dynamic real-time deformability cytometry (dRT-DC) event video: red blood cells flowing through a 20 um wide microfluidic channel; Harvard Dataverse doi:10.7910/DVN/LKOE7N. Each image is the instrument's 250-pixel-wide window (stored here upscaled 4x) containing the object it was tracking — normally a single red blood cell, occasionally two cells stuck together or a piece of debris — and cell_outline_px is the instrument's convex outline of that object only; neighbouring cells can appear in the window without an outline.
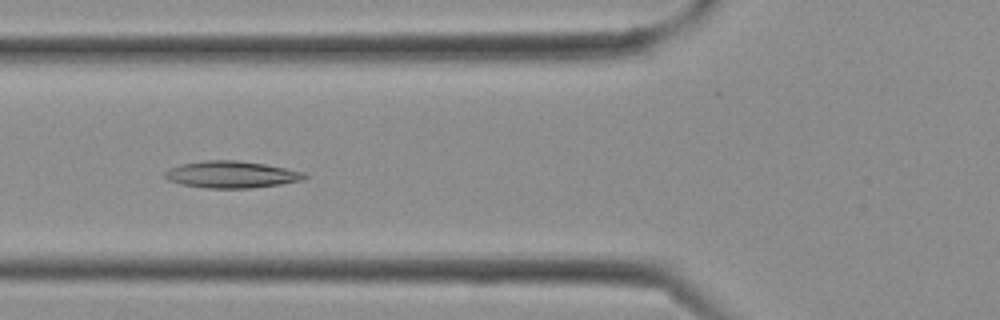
{"species": "Egyptian fruit bat (a non-hibernating species)", "species_latin": "Rousettus aegyptiacus", "temperature_condition": "cold", "stored_images_in_passage": 25, "camera_frame_rate_fps": 3000, "um_per_image_px": 0.085, "frame": {"image": 1, "passage_image": 7, "time_ms": 2.0, "image_size_px": [1000, 320], "cell_outline_px": [[308, 176], [304, 180], [280, 184], [248, 188], [204, 188], [180, 184], [168, 180], [164, 176], [164, 172], [168, 168], [180, 164], [204, 160], [236, 160], [264, 164], [304, 172]], "centroid_in_image_um": [19.63, 14.83], "position_along_channel_um": 106.2, "area_um2": 21.91}}
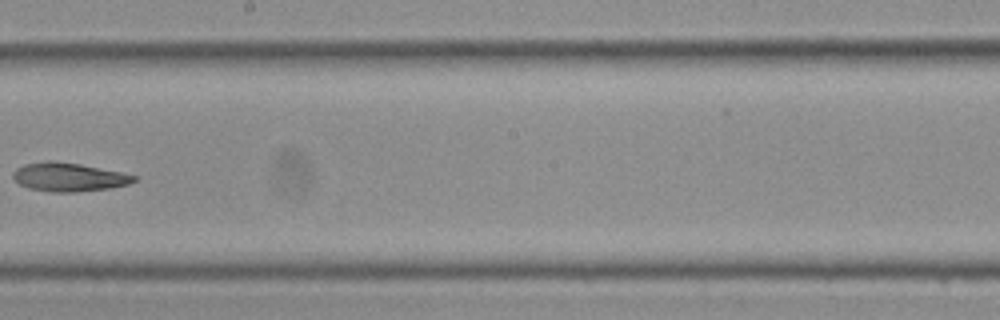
{"frame": {"image": 2, "passage_image": 13, "time_ms": 4.0, "image_size_px": [1000, 320], "cell_outline_px": [[140, 176], [136, 180], [128, 184], [108, 188], [76, 192], [52, 192], [28, 188], [20, 184], [12, 176], [12, 172], [16, 168], [24, 164], [48, 160], [56, 160], [80, 164]], "centroid_in_image_um": [5.83, 15.04], "position_along_channel_um": 242.4, "area_um2": 20.23}}
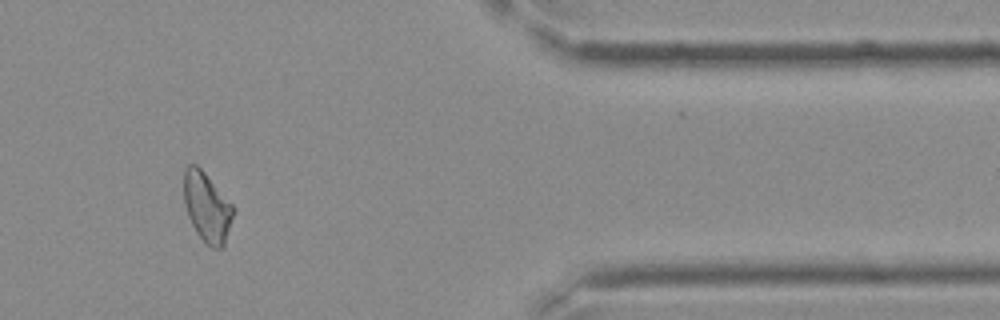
{"frame": {"image": 3, "passage_image": 21, "time_ms": 6.667, "image_size_px": [1000, 320], "cell_outline_px": [[236, 212], [224, 248], [212, 248], [196, 232], [188, 216], [184, 204], [184, 168], [188, 164], [196, 164], [204, 172], [236, 208]], "centroid_in_image_um": [17.63, 17.62], "position_along_channel_um": 393.8, "area_um2": 20.29}}